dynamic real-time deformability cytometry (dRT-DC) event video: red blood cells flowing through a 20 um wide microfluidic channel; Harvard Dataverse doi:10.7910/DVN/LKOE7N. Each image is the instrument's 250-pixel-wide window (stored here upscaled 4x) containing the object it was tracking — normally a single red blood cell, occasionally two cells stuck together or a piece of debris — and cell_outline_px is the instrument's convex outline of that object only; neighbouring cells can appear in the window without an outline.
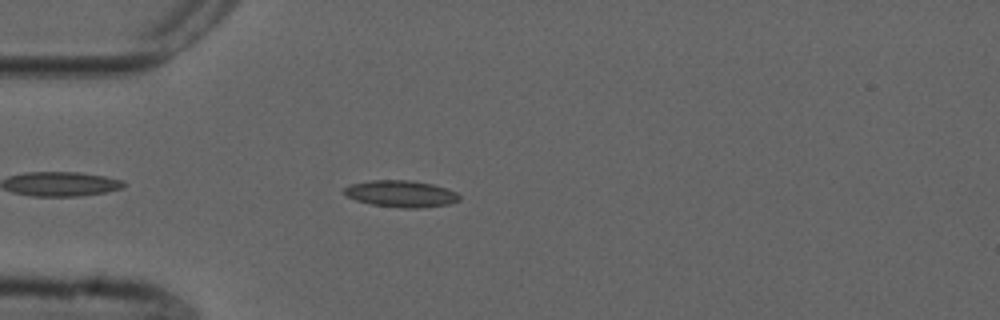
{"species": "common noctule bat (a hibernating species)", "species_latin": "Nyctalus noctula", "temperature_condition": "cold", "stored_images_in_passage": 44, "camera_frame_rate_fps": 3000, "um_per_image_px": 0.085, "animal": {"sex": "male", "forearm_length_mm": 52.5}, "frame": {"image": 1, "passage_image": 5, "time_ms": 1.333, "image_size_px": [1000, 320], "cell_outline_px": [[460, 200], [448, 204], [420, 208], [400, 208], [372, 204], [356, 200], [344, 196], [344, 188], [352, 184], [372, 180], [412, 180], [432, 184], [448, 188], [456, 192], [460, 196]], "centroid_in_image_um": [34.1, 16.47], "position_along_channel_um": 50.9, "area_um2": 17.98}}
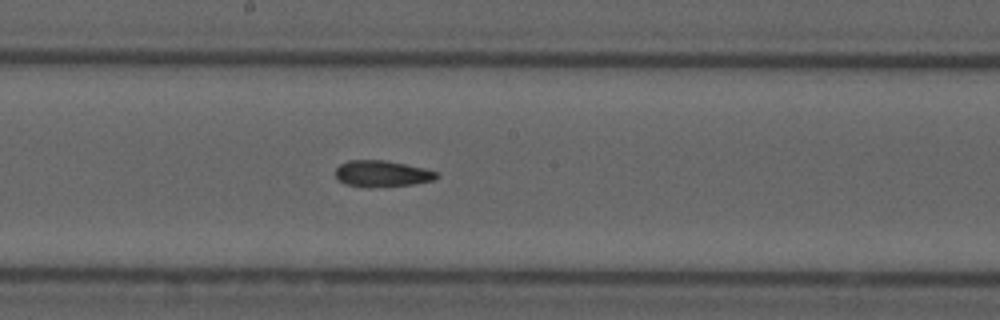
{"frame": {"image": 2, "passage_image": 19, "time_ms": 6.0, "image_size_px": [1000, 320], "cell_outline_px": [[440, 176], [432, 180], [412, 184], [344, 184], [336, 180], [336, 168], [340, 164], [348, 160], [384, 160], [424, 168], [440, 172]], "centroid_in_image_um": [32.48, 14.7], "position_along_channel_um": 215.7, "area_um2": 14.68}}
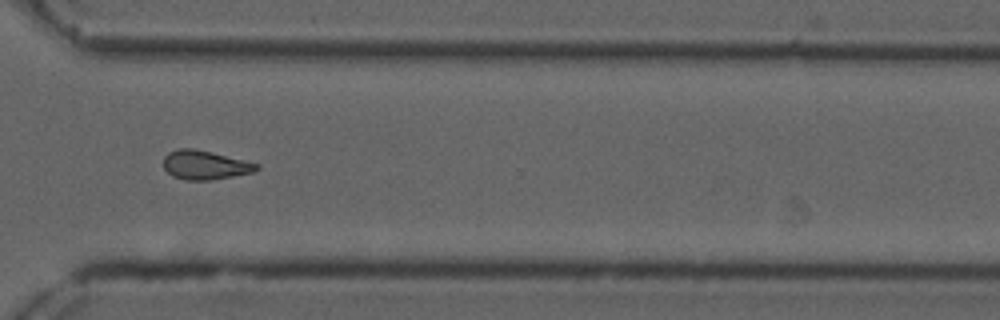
{"frame": {"image": 3, "passage_image": 30, "time_ms": 9.667, "image_size_px": [1000, 320], "cell_outline_px": [[260, 168], [252, 172], [212, 180], [184, 180], [172, 176], [164, 168], [164, 156], [168, 152], [176, 148], [192, 148], [260, 164]], "centroid_in_image_um": [17.39, 14.03], "position_along_channel_um": 353.2, "area_um2": 15.61}}